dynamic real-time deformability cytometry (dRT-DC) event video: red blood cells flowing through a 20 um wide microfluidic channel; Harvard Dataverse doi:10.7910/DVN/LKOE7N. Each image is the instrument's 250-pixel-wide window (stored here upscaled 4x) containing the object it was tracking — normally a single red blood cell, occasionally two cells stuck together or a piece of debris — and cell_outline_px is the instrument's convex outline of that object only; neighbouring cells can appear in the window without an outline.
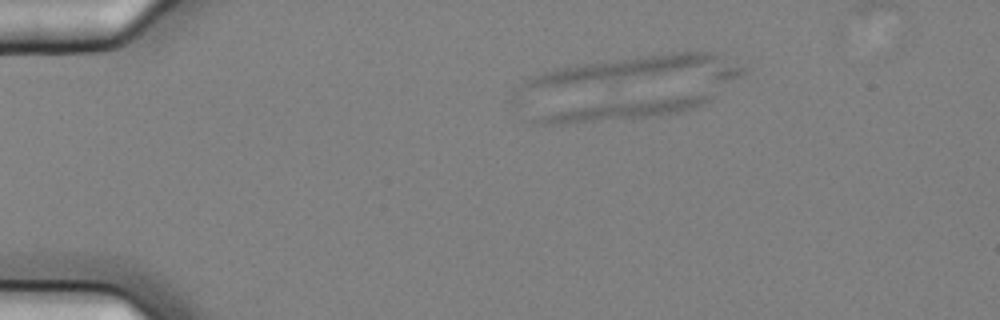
{"species": "common noctule bat (a hibernating species)", "species_latin": "Nyctalus noctula", "temperature_condition": "cold", "stored_images_in_passage": 15, "segment_of_instrument_passage": [1, 3], "camera_frame_rate_fps": 3000, "um_per_image_px": 0.085, "animal": {"sex": "female", "body_mass_g": 25.1}, "frame": {"image": 1, "passage_image": 4, "time_ms": 1.0, "image_size_px": [1000, 320], "cell_outline_px": [[712, 100], [704, 104], [684, 112], [564, 124], [532, 124], [532, 120], [540, 116], [556, 112], [576, 108], [676, 96], [708, 96]], "centroid_in_image_um": [53.04, 9.36], "position_along_channel_um": 32.0, "area_um2": 17.86}}